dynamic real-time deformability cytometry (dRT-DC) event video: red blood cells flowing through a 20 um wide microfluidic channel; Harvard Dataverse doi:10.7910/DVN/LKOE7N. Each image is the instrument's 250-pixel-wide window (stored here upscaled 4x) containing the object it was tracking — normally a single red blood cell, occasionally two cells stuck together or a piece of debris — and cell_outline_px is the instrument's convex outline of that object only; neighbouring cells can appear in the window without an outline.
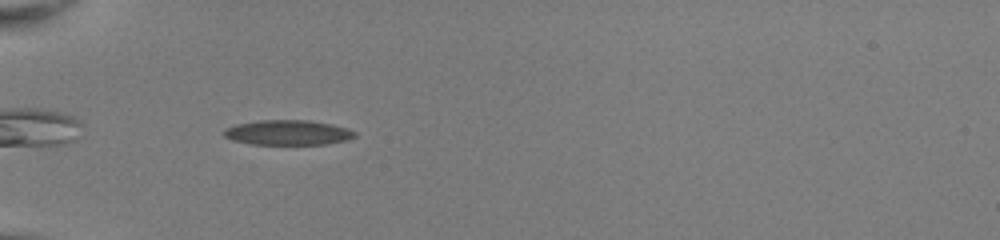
{"species": "common noctule bat (a hibernating species)", "species_latin": "Nyctalus noctula", "temperature_condition": "room temperature", "stored_images_in_passage": 37, "camera_frame_rate_fps": 3000, "um_per_image_px": 0.085, "animal": {"sex": "female", "body_mass_g": 22.0, "forearm_length_mm": 56.7}, "frame": {"image": 1, "passage_image": 3, "time_ms": 0.667, "image_size_px": [1000, 240], "cell_outline_px": [[356, 136], [348, 140], [328, 144], [252, 144], [232, 140], [224, 136], [224, 128], [236, 124], [256, 120], [308, 120], [332, 124], [348, 128], [356, 132]], "centroid_in_image_um": [24.48, 11.26], "position_along_channel_um": 60.5, "area_um2": 19.19}}
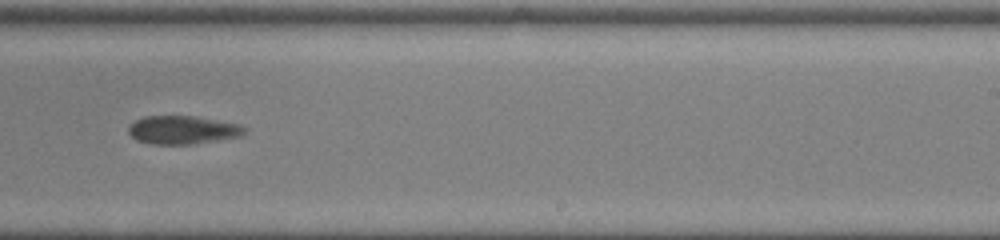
{"frame": {"image": 2, "passage_image": 20, "time_ms": 6.333, "image_size_px": [1000, 240], "cell_outline_px": [[244, 136], [192, 144], [152, 144], [136, 140], [128, 132], [128, 124], [144, 116], [192, 116], [240, 124], [244, 128]], "centroid_in_image_um": [15.5, 11.05], "position_along_channel_um": 273.5, "area_um2": 19.13}}
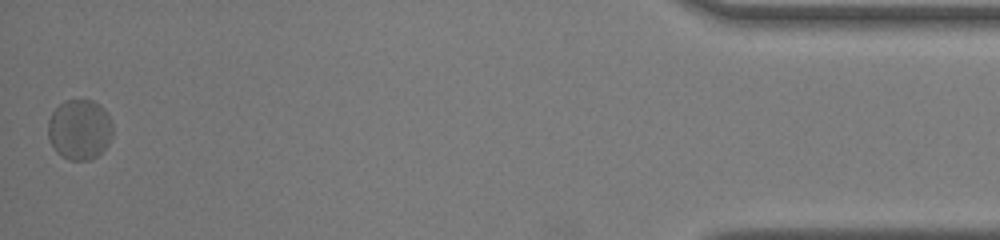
{"frame": {"image": 3, "passage_image": 37, "time_ms": 12.0, "image_size_px": [1000, 240], "cell_outline_px": [[112, 136], [108, 144], [92, 160], [68, 160], [60, 156], [56, 152], [48, 136], [48, 120], [52, 112], [64, 100], [92, 100], [100, 104], [104, 108], [112, 120]], "centroid_in_image_um": [6.77, 11.01], "position_along_channel_um": 428.4, "area_um2": 22.95}, "authors_computed_cell_mechanics": {"area_um2": 19.652, "velocity_mm_per_s": 3.9661, "shape_relaxation_time_tau1_ms": null, "shape_relaxation_time_tau2_ms": 0.8719, "deformation_change_tau1": null, "deformation_change_tau2": 0.0541}}